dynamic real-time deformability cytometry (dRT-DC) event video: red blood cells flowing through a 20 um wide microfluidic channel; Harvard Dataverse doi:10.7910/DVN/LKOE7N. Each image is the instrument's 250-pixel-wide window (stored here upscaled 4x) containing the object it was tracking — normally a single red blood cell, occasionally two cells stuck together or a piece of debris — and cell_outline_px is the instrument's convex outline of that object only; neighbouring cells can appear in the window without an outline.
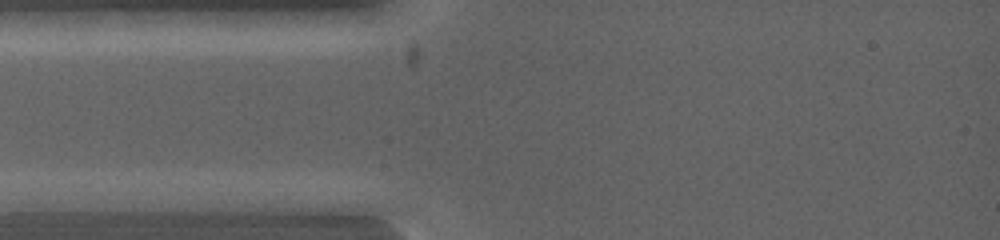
{"species": "common noctule bat (a hibernating species)", "species_latin": "Nyctalus noctula", "temperature_condition": "warm", "stored_images_in_passage": 3, "camera_frame_rate_fps": 5000, "um_per_image_px": 0.085, "animal": {"sex": "female", "body_mass_g": 19.0, "forearm_length_mm": 53.3}, "frame": {"image": 1, "passage_image": 1, "time_ms": 0.0, "image_size_px": [1000, 240], "cell_outline_px": [[124, 200], [108, 208], [60, 212], [16, 212], [12, 200], [40, 192], [100, 192]], "centroid_in_image_um": [5.46, 17.16], "position_along_channel_um": 79.5, "area_um2": 12.89}}